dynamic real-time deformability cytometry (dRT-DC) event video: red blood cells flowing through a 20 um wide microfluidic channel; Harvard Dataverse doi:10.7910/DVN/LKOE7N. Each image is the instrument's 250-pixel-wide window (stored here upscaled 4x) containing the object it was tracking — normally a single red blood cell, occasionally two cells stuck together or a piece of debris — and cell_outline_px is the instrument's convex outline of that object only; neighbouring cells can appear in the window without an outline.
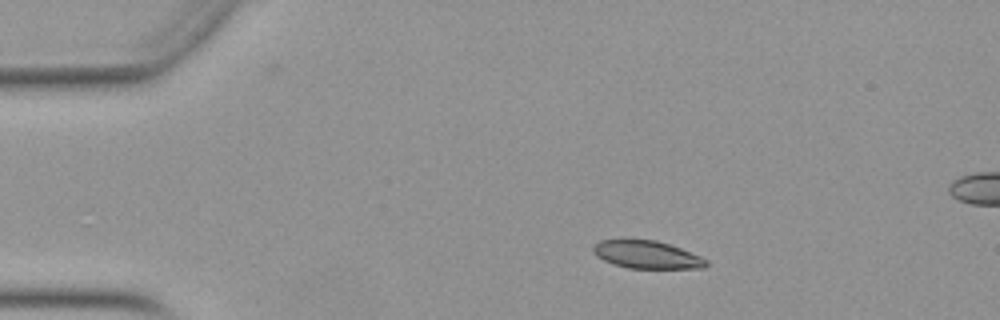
{"species": "Egyptian fruit bat (a non-hibernating species)", "species_latin": "Rousettus aegyptiacus", "temperature_condition": "warm", "stored_images_in_passage": 18, "camera_frame_rate_fps": 3000, "um_per_image_px": 0.085, "animal": {"sex": "female"}, "frame": {"image": 1, "passage_image": 8, "time_ms": 2.333, "image_size_px": [1000, 320], "cell_outline_px": [[708, 264], [704, 268], [628, 268], [612, 264], [596, 256], [592, 252], [592, 244], [600, 240], [620, 236], [656, 240], [680, 248], [700, 256], [708, 260]], "centroid_in_image_um": [54.87, 21.59], "position_along_channel_um": 30.1, "area_um2": 19.07}}